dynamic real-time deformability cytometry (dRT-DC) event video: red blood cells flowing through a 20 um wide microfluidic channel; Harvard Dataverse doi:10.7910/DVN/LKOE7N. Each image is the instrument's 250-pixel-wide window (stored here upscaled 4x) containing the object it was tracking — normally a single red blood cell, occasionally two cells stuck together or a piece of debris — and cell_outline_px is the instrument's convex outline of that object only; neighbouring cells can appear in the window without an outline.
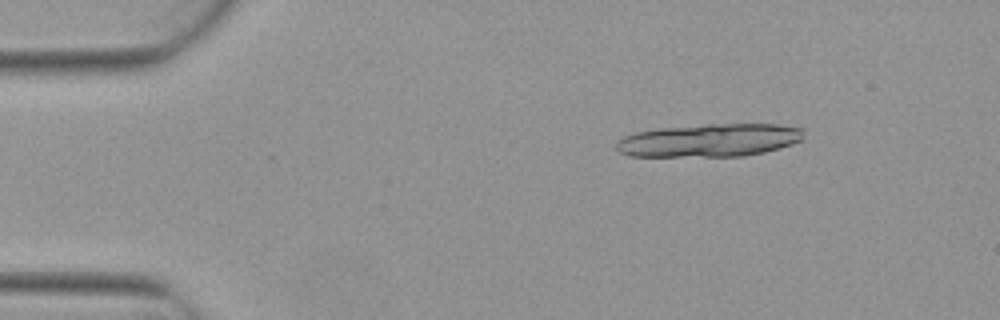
{"species": "Egyptian fruit bat (a non-hibernating species)", "species_latin": "Rousettus aegyptiacus", "temperature_condition": "warm", "stored_images_in_passage": 7, "camera_frame_rate_fps": 3000, "um_per_image_px": 0.085, "animal": {"sex": "female"}, "frame": {"image": 1, "passage_image": 2, "time_ms": 0.333, "image_size_px": [1000, 320], "cell_outline_px": [[804, 140], [792, 144], [764, 152], [744, 156], [628, 156], [620, 152], [616, 148], [616, 140], [624, 136], [636, 132], [660, 128], [708, 124], [780, 124], [804, 128]], "centroid_in_image_um": [60.34, 11.92], "position_along_channel_um": 24.7, "area_um2": 36.3}}
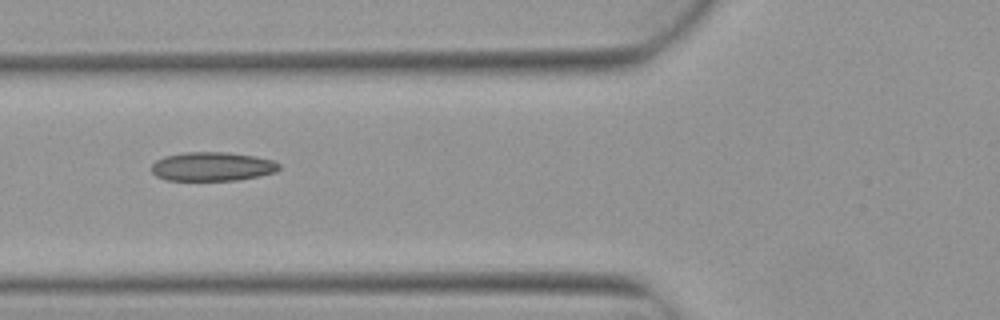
{"frame": {"image": 2, "passage_image": 5, "time_ms": 1.333, "image_size_px": [1000, 320], "cell_outline_px": [[280, 168], [276, 172], [260, 176], [236, 180], [164, 180], [156, 176], [152, 172], [152, 164], [156, 160], [164, 156], [184, 152], [228, 152], [256, 156], [272, 160], [280, 164]], "centroid_in_image_um": [18.05, 14.15], "position_along_channel_um": 107.8, "area_um2": 21.68}}
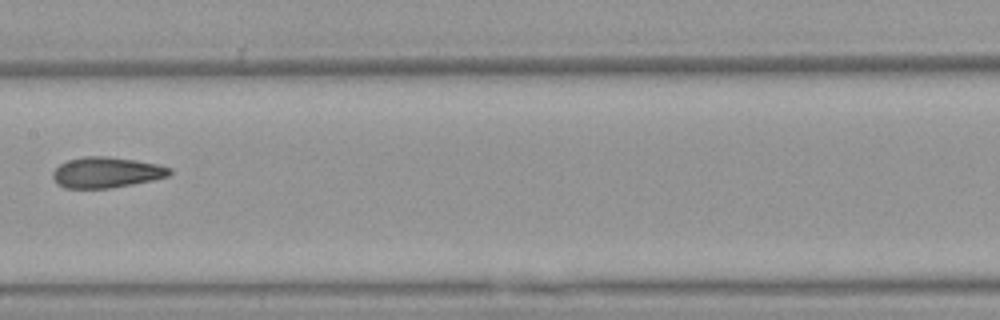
{"frame": {"image": 3, "passage_image": 7, "time_ms": 2.0, "image_size_px": [1000, 320], "cell_outline_px": [[172, 172], [168, 176], [152, 180], [132, 184], [108, 188], [64, 188], [52, 176], [52, 172], [60, 164], [68, 160], [84, 156], [108, 156], [136, 160], [160, 164], [172, 168]], "centroid_in_image_um": [9.08, 14.64], "position_along_channel_um": 198.3, "area_um2": 20.87}}